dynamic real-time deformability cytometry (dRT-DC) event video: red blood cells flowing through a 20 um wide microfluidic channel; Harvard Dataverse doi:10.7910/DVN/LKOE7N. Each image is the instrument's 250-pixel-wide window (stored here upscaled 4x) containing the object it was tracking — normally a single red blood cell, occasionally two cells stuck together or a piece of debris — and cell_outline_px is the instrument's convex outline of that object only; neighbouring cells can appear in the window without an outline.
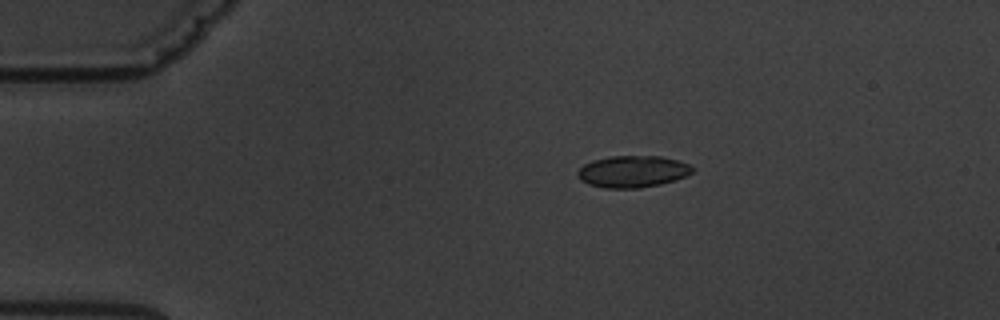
{"species": "common noctule bat (a hibernating species)", "species_latin": "Nyctalus noctula", "temperature_condition": "warm", "stored_images_in_passage": 4, "camera_frame_rate_fps": 3000, "um_per_image_px": 0.085, "animal": {"sex": "male", "body_mass_g": 19.5, "forearm_length_mm": 54.6}, "frame": {"image": 1, "passage_image": 1, "time_ms": 0.0, "image_size_px": [1000, 320], "cell_outline_px": [[692, 172], [676, 180], [660, 184], [640, 188], [604, 188], [588, 184], [580, 180], [576, 176], [576, 172], [584, 164], [592, 160], [612, 156], [660, 156], [676, 160], [688, 164], [692, 168]], "centroid_in_image_um": [53.72, 14.58], "position_along_channel_um": 31.3, "area_um2": 21.21}}
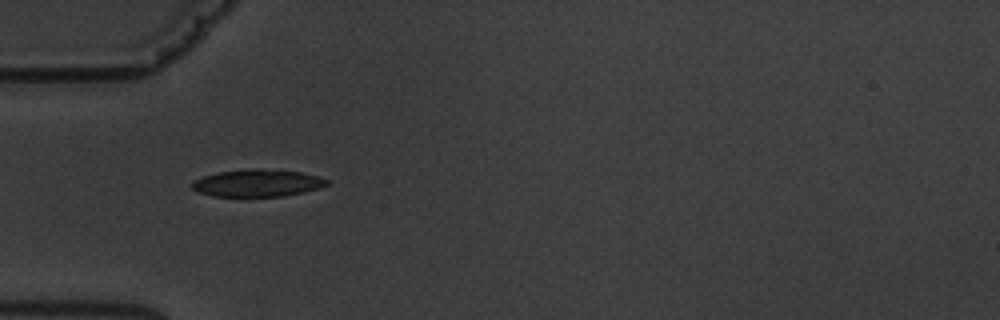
{"frame": {"image": 2, "passage_image": 3, "time_ms": 2.333, "image_size_px": [1000, 320], "cell_outline_px": [[328, 184], [320, 188], [304, 192], [284, 196], [212, 196], [200, 192], [192, 188], [188, 184], [192, 180], [204, 176], [220, 172], [252, 168], [260, 168], [300, 172], [316, 176], [328, 180]], "centroid_in_image_um": [21.85, 15.56], "position_along_channel_um": 63.1, "area_um2": 21.39}}
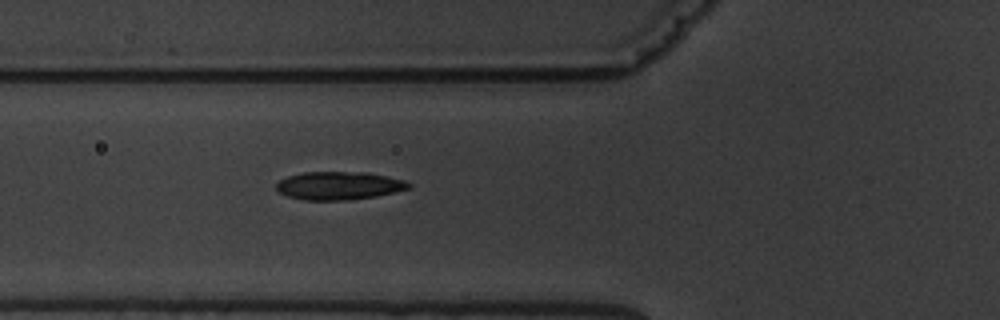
{"frame": {"image": 3, "passage_image": 4, "time_ms": 3.333, "image_size_px": [1000, 320], "cell_outline_px": [[412, 188], [396, 192], [376, 196], [348, 200], [304, 200], [288, 196], [280, 192], [276, 188], [276, 184], [280, 180], [288, 176], [304, 172], [368, 172], [404, 180], [412, 184]], "centroid_in_image_um": [28.85, 15.78], "position_along_channel_um": 97.0, "area_um2": 21.73}}